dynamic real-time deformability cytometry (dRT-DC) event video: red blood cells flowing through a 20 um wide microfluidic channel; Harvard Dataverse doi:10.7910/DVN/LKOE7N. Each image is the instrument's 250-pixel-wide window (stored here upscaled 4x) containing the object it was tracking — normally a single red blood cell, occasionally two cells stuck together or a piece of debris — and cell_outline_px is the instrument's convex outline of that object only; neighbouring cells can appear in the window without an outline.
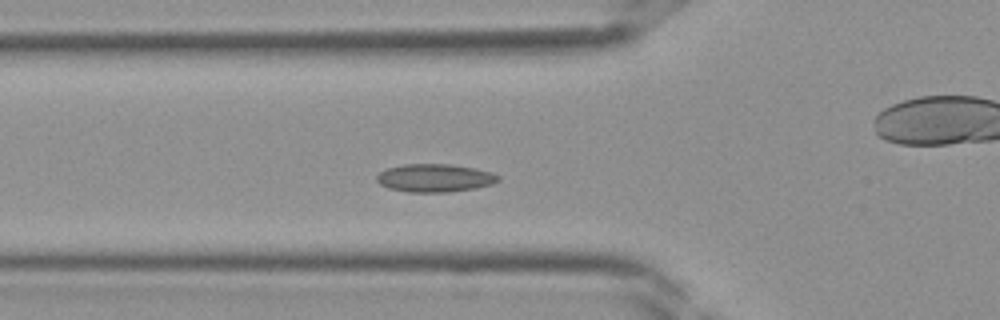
{"species": "Egyptian fruit bat (a non-hibernating species)", "species_latin": "Rousettus aegyptiacus", "temperature_condition": "room temperature", "stored_images_in_passage": 36, "camera_frame_rate_fps": 3000, "um_per_image_px": 0.085, "frame": {"image": 1, "passage_image": 10, "time_ms": 3.0, "image_size_px": [1000, 320], "cell_outline_px": [[500, 180], [492, 184], [476, 188], [448, 192], [408, 192], [388, 188], [380, 184], [376, 180], [376, 176], [380, 172], [388, 168], [404, 164], [452, 164], [476, 168], [492, 172], [500, 176]], "centroid_in_image_um": [36.98, 15.12], "position_along_channel_um": 88.8, "area_um2": 20.0}}
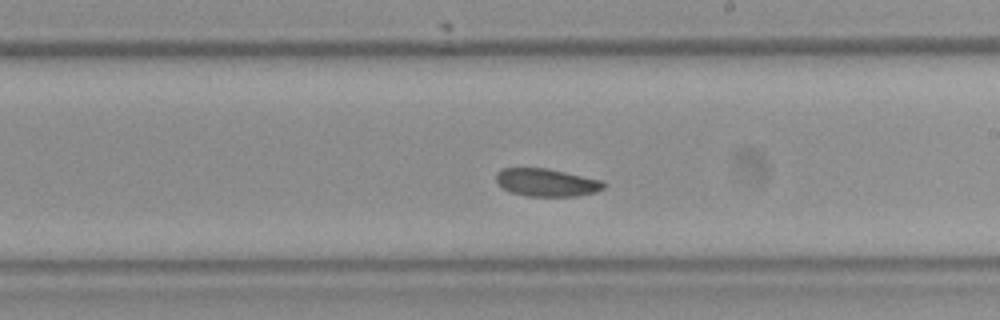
{"frame": {"image": 2, "passage_image": 19, "time_ms": 6.0, "image_size_px": [1000, 320], "cell_outline_px": [[608, 184], [604, 188], [596, 192], [580, 196], [528, 196], [512, 192], [504, 188], [496, 180], [496, 172], [500, 168], [548, 168], [600, 180]], "centroid_in_image_um": [46.48, 15.51], "position_along_channel_um": 242.5, "area_um2": 17.4}}
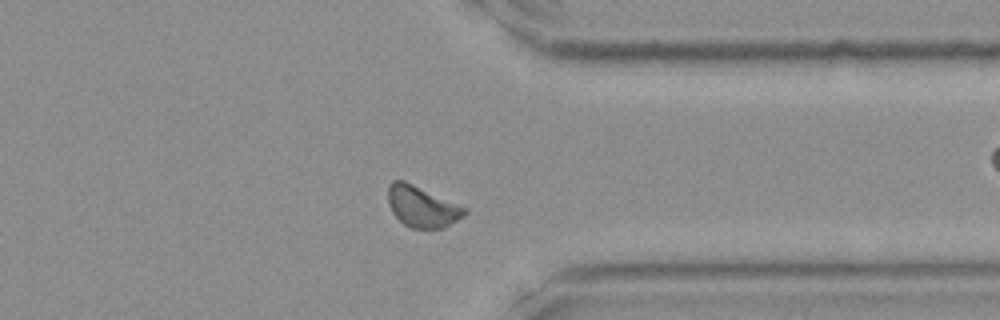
{"frame": {"image": 3, "passage_image": 27, "time_ms": 8.667, "image_size_px": [1000, 320], "cell_outline_px": [[468, 212], [464, 216], [444, 228], [412, 228], [404, 224], [392, 212], [388, 204], [388, 184], [392, 180], [404, 180], [468, 208]], "centroid_in_image_um": [35.88, 17.55], "position_along_channel_um": 375.5, "area_um2": 18.38}}